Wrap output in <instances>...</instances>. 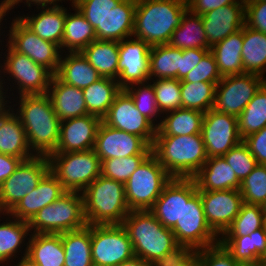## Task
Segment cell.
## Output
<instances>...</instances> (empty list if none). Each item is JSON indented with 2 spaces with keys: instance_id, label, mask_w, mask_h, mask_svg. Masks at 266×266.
I'll return each instance as SVG.
<instances>
[{
  "instance_id": "obj_10",
  "label": "cell",
  "mask_w": 266,
  "mask_h": 266,
  "mask_svg": "<svg viewBox=\"0 0 266 266\" xmlns=\"http://www.w3.org/2000/svg\"><path fill=\"white\" fill-rule=\"evenodd\" d=\"M6 47L8 53L5 54L4 65L0 63V76L2 73L9 75L7 79H13L12 82L17 83L14 87L18 88L20 96L46 94L53 74L27 55L15 51L8 43Z\"/></svg>"
},
{
  "instance_id": "obj_56",
  "label": "cell",
  "mask_w": 266,
  "mask_h": 266,
  "mask_svg": "<svg viewBox=\"0 0 266 266\" xmlns=\"http://www.w3.org/2000/svg\"><path fill=\"white\" fill-rule=\"evenodd\" d=\"M210 51V49H184L180 69L178 70V80H182L191 70H193L201 59Z\"/></svg>"
},
{
  "instance_id": "obj_21",
  "label": "cell",
  "mask_w": 266,
  "mask_h": 266,
  "mask_svg": "<svg viewBox=\"0 0 266 266\" xmlns=\"http://www.w3.org/2000/svg\"><path fill=\"white\" fill-rule=\"evenodd\" d=\"M102 119L92 114L61 121L59 142L55 153L93 149Z\"/></svg>"
},
{
  "instance_id": "obj_28",
  "label": "cell",
  "mask_w": 266,
  "mask_h": 266,
  "mask_svg": "<svg viewBox=\"0 0 266 266\" xmlns=\"http://www.w3.org/2000/svg\"><path fill=\"white\" fill-rule=\"evenodd\" d=\"M24 255L38 266H64L65 253L61 234L31 233Z\"/></svg>"
},
{
  "instance_id": "obj_30",
  "label": "cell",
  "mask_w": 266,
  "mask_h": 266,
  "mask_svg": "<svg viewBox=\"0 0 266 266\" xmlns=\"http://www.w3.org/2000/svg\"><path fill=\"white\" fill-rule=\"evenodd\" d=\"M64 55L66 56L61 54L60 65L56 73L63 82L84 89L102 78L81 52H68Z\"/></svg>"
},
{
  "instance_id": "obj_11",
  "label": "cell",
  "mask_w": 266,
  "mask_h": 266,
  "mask_svg": "<svg viewBox=\"0 0 266 266\" xmlns=\"http://www.w3.org/2000/svg\"><path fill=\"white\" fill-rule=\"evenodd\" d=\"M91 255L94 266H116L134 256L122 224L91 225Z\"/></svg>"
},
{
  "instance_id": "obj_34",
  "label": "cell",
  "mask_w": 266,
  "mask_h": 266,
  "mask_svg": "<svg viewBox=\"0 0 266 266\" xmlns=\"http://www.w3.org/2000/svg\"><path fill=\"white\" fill-rule=\"evenodd\" d=\"M136 0H122L103 20V40L122 41L132 37Z\"/></svg>"
},
{
  "instance_id": "obj_47",
  "label": "cell",
  "mask_w": 266,
  "mask_h": 266,
  "mask_svg": "<svg viewBox=\"0 0 266 266\" xmlns=\"http://www.w3.org/2000/svg\"><path fill=\"white\" fill-rule=\"evenodd\" d=\"M153 82L158 110L166 112L182 108L180 80L156 79Z\"/></svg>"
},
{
  "instance_id": "obj_49",
  "label": "cell",
  "mask_w": 266,
  "mask_h": 266,
  "mask_svg": "<svg viewBox=\"0 0 266 266\" xmlns=\"http://www.w3.org/2000/svg\"><path fill=\"white\" fill-rule=\"evenodd\" d=\"M122 0H86L76 8L94 28L97 40H103V20Z\"/></svg>"
},
{
  "instance_id": "obj_5",
  "label": "cell",
  "mask_w": 266,
  "mask_h": 266,
  "mask_svg": "<svg viewBox=\"0 0 266 266\" xmlns=\"http://www.w3.org/2000/svg\"><path fill=\"white\" fill-rule=\"evenodd\" d=\"M87 225L122 224L131 211L124 183L100 175L82 192Z\"/></svg>"
},
{
  "instance_id": "obj_35",
  "label": "cell",
  "mask_w": 266,
  "mask_h": 266,
  "mask_svg": "<svg viewBox=\"0 0 266 266\" xmlns=\"http://www.w3.org/2000/svg\"><path fill=\"white\" fill-rule=\"evenodd\" d=\"M81 53L102 77H118L119 42L94 40Z\"/></svg>"
},
{
  "instance_id": "obj_62",
  "label": "cell",
  "mask_w": 266,
  "mask_h": 266,
  "mask_svg": "<svg viewBox=\"0 0 266 266\" xmlns=\"http://www.w3.org/2000/svg\"><path fill=\"white\" fill-rule=\"evenodd\" d=\"M15 266H38L27 255L21 256V260Z\"/></svg>"
},
{
  "instance_id": "obj_53",
  "label": "cell",
  "mask_w": 266,
  "mask_h": 266,
  "mask_svg": "<svg viewBox=\"0 0 266 266\" xmlns=\"http://www.w3.org/2000/svg\"><path fill=\"white\" fill-rule=\"evenodd\" d=\"M195 255L196 250L193 247L178 244L149 266H187L195 258Z\"/></svg>"
},
{
  "instance_id": "obj_37",
  "label": "cell",
  "mask_w": 266,
  "mask_h": 266,
  "mask_svg": "<svg viewBox=\"0 0 266 266\" xmlns=\"http://www.w3.org/2000/svg\"><path fill=\"white\" fill-rule=\"evenodd\" d=\"M75 13L70 14L66 9L63 39L60 49L67 48L68 52H81L92 41L97 40L94 28L85 19L82 13L74 8Z\"/></svg>"
},
{
  "instance_id": "obj_3",
  "label": "cell",
  "mask_w": 266,
  "mask_h": 266,
  "mask_svg": "<svg viewBox=\"0 0 266 266\" xmlns=\"http://www.w3.org/2000/svg\"><path fill=\"white\" fill-rule=\"evenodd\" d=\"M152 153L173 178H192L208 159L201 134L155 136Z\"/></svg>"
},
{
  "instance_id": "obj_7",
  "label": "cell",
  "mask_w": 266,
  "mask_h": 266,
  "mask_svg": "<svg viewBox=\"0 0 266 266\" xmlns=\"http://www.w3.org/2000/svg\"><path fill=\"white\" fill-rule=\"evenodd\" d=\"M172 178L151 152L124 183L129 209L150 210Z\"/></svg>"
},
{
  "instance_id": "obj_41",
  "label": "cell",
  "mask_w": 266,
  "mask_h": 266,
  "mask_svg": "<svg viewBox=\"0 0 266 266\" xmlns=\"http://www.w3.org/2000/svg\"><path fill=\"white\" fill-rule=\"evenodd\" d=\"M13 219L14 221L10 220ZM6 222L0 223V264L13 260L18 250L22 249L21 245L26 244L25 239L31 233L27 221L9 217ZM8 221V222H7ZM8 260V261H7Z\"/></svg>"
},
{
  "instance_id": "obj_23",
  "label": "cell",
  "mask_w": 266,
  "mask_h": 266,
  "mask_svg": "<svg viewBox=\"0 0 266 266\" xmlns=\"http://www.w3.org/2000/svg\"><path fill=\"white\" fill-rule=\"evenodd\" d=\"M67 191L49 170L39 181L37 187L6 215L29 222L45 206L54 203Z\"/></svg>"
},
{
  "instance_id": "obj_70",
  "label": "cell",
  "mask_w": 266,
  "mask_h": 266,
  "mask_svg": "<svg viewBox=\"0 0 266 266\" xmlns=\"http://www.w3.org/2000/svg\"><path fill=\"white\" fill-rule=\"evenodd\" d=\"M176 1L182 2L184 4H189V2H190V0H176Z\"/></svg>"
},
{
  "instance_id": "obj_18",
  "label": "cell",
  "mask_w": 266,
  "mask_h": 266,
  "mask_svg": "<svg viewBox=\"0 0 266 266\" xmlns=\"http://www.w3.org/2000/svg\"><path fill=\"white\" fill-rule=\"evenodd\" d=\"M151 46L140 39H124L119 42L117 82L121 89L135 83H146L149 78V53Z\"/></svg>"
},
{
  "instance_id": "obj_26",
  "label": "cell",
  "mask_w": 266,
  "mask_h": 266,
  "mask_svg": "<svg viewBox=\"0 0 266 266\" xmlns=\"http://www.w3.org/2000/svg\"><path fill=\"white\" fill-rule=\"evenodd\" d=\"M198 191H221L241 187V181L223 156L208 158L192 177Z\"/></svg>"
},
{
  "instance_id": "obj_44",
  "label": "cell",
  "mask_w": 266,
  "mask_h": 266,
  "mask_svg": "<svg viewBox=\"0 0 266 266\" xmlns=\"http://www.w3.org/2000/svg\"><path fill=\"white\" fill-rule=\"evenodd\" d=\"M264 223L262 206L243 203L239 214L221 236H244L261 229Z\"/></svg>"
},
{
  "instance_id": "obj_12",
  "label": "cell",
  "mask_w": 266,
  "mask_h": 266,
  "mask_svg": "<svg viewBox=\"0 0 266 266\" xmlns=\"http://www.w3.org/2000/svg\"><path fill=\"white\" fill-rule=\"evenodd\" d=\"M178 244H185L195 250L219 243V236L208 225L200 194L197 191L189 200H183L180 220L171 228Z\"/></svg>"
},
{
  "instance_id": "obj_58",
  "label": "cell",
  "mask_w": 266,
  "mask_h": 266,
  "mask_svg": "<svg viewBox=\"0 0 266 266\" xmlns=\"http://www.w3.org/2000/svg\"><path fill=\"white\" fill-rule=\"evenodd\" d=\"M21 161V158L0 153V185L13 174Z\"/></svg>"
},
{
  "instance_id": "obj_4",
  "label": "cell",
  "mask_w": 266,
  "mask_h": 266,
  "mask_svg": "<svg viewBox=\"0 0 266 266\" xmlns=\"http://www.w3.org/2000/svg\"><path fill=\"white\" fill-rule=\"evenodd\" d=\"M134 256L149 265L178 245L171 228L164 227L150 210H132L122 222Z\"/></svg>"
},
{
  "instance_id": "obj_64",
  "label": "cell",
  "mask_w": 266,
  "mask_h": 266,
  "mask_svg": "<svg viewBox=\"0 0 266 266\" xmlns=\"http://www.w3.org/2000/svg\"><path fill=\"white\" fill-rule=\"evenodd\" d=\"M238 266H265L263 265L260 260L253 261V262H239Z\"/></svg>"
},
{
  "instance_id": "obj_19",
  "label": "cell",
  "mask_w": 266,
  "mask_h": 266,
  "mask_svg": "<svg viewBox=\"0 0 266 266\" xmlns=\"http://www.w3.org/2000/svg\"><path fill=\"white\" fill-rule=\"evenodd\" d=\"M208 225L220 237L239 214L243 204L240 190L198 191Z\"/></svg>"
},
{
  "instance_id": "obj_27",
  "label": "cell",
  "mask_w": 266,
  "mask_h": 266,
  "mask_svg": "<svg viewBox=\"0 0 266 266\" xmlns=\"http://www.w3.org/2000/svg\"><path fill=\"white\" fill-rule=\"evenodd\" d=\"M46 8V9H45ZM38 14L17 16V18L33 33L43 40L61 46L66 19V8L59 6L41 7Z\"/></svg>"
},
{
  "instance_id": "obj_13",
  "label": "cell",
  "mask_w": 266,
  "mask_h": 266,
  "mask_svg": "<svg viewBox=\"0 0 266 266\" xmlns=\"http://www.w3.org/2000/svg\"><path fill=\"white\" fill-rule=\"evenodd\" d=\"M265 82V77L249 73L222 77L216 84L213 109L238 117Z\"/></svg>"
},
{
  "instance_id": "obj_14",
  "label": "cell",
  "mask_w": 266,
  "mask_h": 266,
  "mask_svg": "<svg viewBox=\"0 0 266 266\" xmlns=\"http://www.w3.org/2000/svg\"><path fill=\"white\" fill-rule=\"evenodd\" d=\"M12 20L8 32V44L17 52L27 55L37 64L47 68L53 75L58 71L61 59L60 47L43 40L29 30L17 17Z\"/></svg>"
},
{
  "instance_id": "obj_20",
  "label": "cell",
  "mask_w": 266,
  "mask_h": 266,
  "mask_svg": "<svg viewBox=\"0 0 266 266\" xmlns=\"http://www.w3.org/2000/svg\"><path fill=\"white\" fill-rule=\"evenodd\" d=\"M197 191L192 178H172L150 211L164 227L172 228L182 217L183 200H189Z\"/></svg>"
},
{
  "instance_id": "obj_33",
  "label": "cell",
  "mask_w": 266,
  "mask_h": 266,
  "mask_svg": "<svg viewBox=\"0 0 266 266\" xmlns=\"http://www.w3.org/2000/svg\"><path fill=\"white\" fill-rule=\"evenodd\" d=\"M168 44L181 50L210 49L201 15L193 13L188 8L183 14L179 27L173 31Z\"/></svg>"
},
{
  "instance_id": "obj_59",
  "label": "cell",
  "mask_w": 266,
  "mask_h": 266,
  "mask_svg": "<svg viewBox=\"0 0 266 266\" xmlns=\"http://www.w3.org/2000/svg\"><path fill=\"white\" fill-rule=\"evenodd\" d=\"M26 2L24 4L27 5V7H31V4H34L36 6L37 9H40L41 7H52V6H59L60 3L63 0H16L5 12L8 13L11 9L14 8L15 5L22 3V2ZM40 6V7H39Z\"/></svg>"
},
{
  "instance_id": "obj_16",
  "label": "cell",
  "mask_w": 266,
  "mask_h": 266,
  "mask_svg": "<svg viewBox=\"0 0 266 266\" xmlns=\"http://www.w3.org/2000/svg\"><path fill=\"white\" fill-rule=\"evenodd\" d=\"M102 122L142 137L150 146L154 143L157 127L138 111L132 97L124 89L115 96Z\"/></svg>"
},
{
  "instance_id": "obj_61",
  "label": "cell",
  "mask_w": 266,
  "mask_h": 266,
  "mask_svg": "<svg viewBox=\"0 0 266 266\" xmlns=\"http://www.w3.org/2000/svg\"><path fill=\"white\" fill-rule=\"evenodd\" d=\"M116 266H149V264L142 258L133 256L131 259L123 261Z\"/></svg>"
},
{
  "instance_id": "obj_29",
  "label": "cell",
  "mask_w": 266,
  "mask_h": 266,
  "mask_svg": "<svg viewBox=\"0 0 266 266\" xmlns=\"http://www.w3.org/2000/svg\"><path fill=\"white\" fill-rule=\"evenodd\" d=\"M166 113V117L162 116L163 120L156 122L157 132L155 136L201 134L204 112L196 109L179 108Z\"/></svg>"
},
{
  "instance_id": "obj_71",
  "label": "cell",
  "mask_w": 266,
  "mask_h": 266,
  "mask_svg": "<svg viewBox=\"0 0 266 266\" xmlns=\"http://www.w3.org/2000/svg\"><path fill=\"white\" fill-rule=\"evenodd\" d=\"M263 226H264V229H265V232H266V216H264V223H263Z\"/></svg>"
},
{
  "instance_id": "obj_22",
  "label": "cell",
  "mask_w": 266,
  "mask_h": 266,
  "mask_svg": "<svg viewBox=\"0 0 266 266\" xmlns=\"http://www.w3.org/2000/svg\"><path fill=\"white\" fill-rule=\"evenodd\" d=\"M204 30L211 48L245 25V0L225 5L201 15Z\"/></svg>"
},
{
  "instance_id": "obj_2",
  "label": "cell",
  "mask_w": 266,
  "mask_h": 266,
  "mask_svg": "<svg viewBox=\"0 0 266 266\" xmlns=\"http://www.w3.org/2000/svg\"><path fill=\"white\" fill-rule=\"evenodd\" d=\"M187 9L176 0H136L132 37L149 46L168 44Z\"/></svg>"
},
{
  "instance_id": "obj_69",
  "label": "cell",
  "mask_w": 266,
  "mask_h": 266,
  "mask_svg": "<svg viewBox=\"0 0 266 266\" xmlns=\"http://www.w3.org/2000/svg\"><path fill=\"white\" fill-rule=\"evenodd\" d=\"M262 209H263V212H264V216H266V201H265V203L262 205Z\"/></svg>"
},
{
  "instance_id": "obj_24",
  "label": "cell",
  "mask_w": 266,
  "mask_h": 266,
  "mask_svg": "<svg viewBox=\"0 0 266 266\" xmlns=\"http://www.w3.org/2000/svg\"><path fill=\"white\" fill-rule=\"evenodd\" d=\"M47 94L61 121L88 115L82 89L63 82L56 74L51 79Z\"/></svg>"
},
{
  "instance_id": "obj_45",
  "label": "cell",
  "mask_w": 266,
  "mask_h": 266,
  "mask_svg": "<svg viewBox=\"0 0 266 266\" xmlns=\"http://www.w3.org/2000/svg\"><path fill=\"white\" fill-rule=\"evenodd\" d=\"M243 203L262 206L266 201V165L258 164L241 182Z\"/></svg>"
},
{
  "instance_id": "obj_39",
  "label": "cell",
  "mask_w": 266,
  "mask_h": 266,
  "mask_svg": "<svg viewBox=\"0 0 266 266\" xmlns=\"http://www.w3.org/2000/svg\"><path fill=\"white\" fill-rule=\"evenodd\" d=\"M88 114L101 119L107 114L115 96L121 91L116 79L102 77L82 89Z\"/></svg>"
},
{
  "instance_id": "obj_17",
  "label": "cell",
  "mask_w": 266,
  "mask_h": 266,
  "mask_svg": "<svg viewBox=\"0 0 266 266\" xmlns=\"http://www.w3.org/2000/svg\"><path fill=\"white\" fill-rule=\"evenodd\" d=\"M100 160L123 158L133 155H149L150 146L142 137L100 123L94 147Z\"/></svg>"
},
{
  "instance_id": "obj_52",
  "label": "cell",
  "mask_w": 266,
  "mask_h": 266,
  "mask_svg": "<svg viewBox=\"0 0 266 266\" xmlns=\"http://www.w3.org/2000/svg\"><path fill=\"white\" fill-rule=\"evenodd\" d=\"M198 266H238L232 255L220 243L196 250Z\"/></svg>"
},
{
  "instance_id": "obj_66",
  "label": "cell",
  "mask_w": 266,
  "mask_h": 266,
  "mask_svg": "<svg viewBox=\"0 0 266 266\" xmlns=\"http://www.w3.org/2000/svg\"><path fill=\"white\" fill-rule=\"evenodd\" d=\"M6 12L5 11H2L1 9H0V25L2 24L3 25V23H1L2 22V19L4 18V16H6ZM2 26H0V28H1ZM0 31H1V29H0ZM1 33V32H0ZM2 34H0V36H1ZM1 41V40H0Z\"/></svg>"
},
{
  "instance_id": "obj_31",
  "label": "cell",
  "mask_w": 266,
  "mask_h": 266,
  "mask_svg": "<svg viewBox=\"0 0 266 266\" xmlns=\"http://www.w3.org/2000/svg\"><path fill=\"white\" fill-rule=\"evenodd\" d=\"M219 243L237 262L258 261L266 250V232L263 226L244 236H220Z\"/></svg>"
},
{
  "instance_id": "obj_1",
  "label": "cell",
  "mask_w": 266,
  "mask_h": 266,
  "mask_svg": "<svg viewBox=\"0 0 266 266\" xmlns=\"http://www.w3.org/2000/svg\"><path fill=\"white\" fill-rule=\"evenodd\" d=\"M17 111L26 132L31 152L49 157L55 153L60 136L61 120L57 117L48 94L19 96Z\"/></svg>"
},
{
  "instance_id": "obj_63",
  "label": "cell",
  "mask_w": 266,
  "mask_h": 266,
  "mask_svg": "<svg viewBox=\"0 0 266 266\" xmlns=\"http://www.w3.org/2000/svg\"><path fill=\"white\" fill-rule=\"evenodd\" d=\"M16 0H3L0 3V9L6 11Z\"/></svg>"
},
{
  "instance_id": "obj_68",
  "label": "cell",
  "mask_w": 266,
  "mask_h": 266,
  "mask_svg": "<svg viewBox=\"0 0 266 266\" xmlns=\"http://www.w3.org/2000/svg\"><path fill=\"white\" fill-rule=\"evenodd\" d=\"M187 266H198L196 257Z\"/></svg>"
},
{
  "instance_id": "obj_57",
  "label": "cell",
  "mask_w": 266,
  "mask_h": 266,
  "mask_svg": "<svg viewBox=\"0 0 266 266\" xmlns=\"http://www.w3.org/2000/svg\"><path fill=\"white\" fill-rule=\"evenodd\" d=\"M241 0H190L188 8L195 14L203 15L225 5L239 3Z\"/></svg>"
},
{
  "instance_id": "obj_6",
  "label": "cell",
  "mask_w": 266,
  "mask_h": 266,
  "mask_svg": "<svg viewBox=\"0 0 266 266\" xmlns=\"http://www.w3.org/2000/svg\"><path fill=\"white\" fill-rule=\"evenodd\" d=\"M32 233L61 234L87 225L84 197L80 192H66L54 203L40 209L28 222Z\"/></svg>"
},
{
  "instance_id": "obj_15",
  "label": "cell",
  "mask_w": 266,
  "mask_h": 266,
  "mask_svg": "<svg viewBox=\"0 0 266 266\" xmlns=\"http://www.w3.org/2000/svg\"><path fill=\"white\" fill-rule=\"evenodd\" d=\"M201 135L208 158L224 156L242 141L238 117L213 108L204 113Z\"/></svg>"
},
{
  "instance_id": "obj_51",
  "label": "cell",
  "mask_w": 266,
  "mask_h": 266,
  "mask_svg": "<svg viewBox=\"0 0 266 266\" xmlns=\"http://www.w3.org/2000/svg\"><path fill=\"white\" fill-rule=\"evenodd\" d=\"M222 76L211 51H209L199 64L191 70L180 82H209L218 83Z\"/></svg>"
},
{
  "instance_id": "obj_54",
  "label": "cell",
  "mask_w": 266,
  "mask_h": 266,
  "mask_svg": "<svg viewBox=\"0 0 266 266\" xmlns=\"http://www.w3.org/2000/svg\"><path fill=\"white\" fill-rule=\"evenodd\" d=\"M245 25L266 34V0H245Z\"/></svg>"
},
{
  "instance_id": "obj_25",
  "label": "cell",
  "mask_w": 266,
  "mask_h": 266,
  "mask_svg": "<svg viewBox=\"0 0 266 266\" xmlns=\"http://www.w3.org/2000/svg\"><path fill=\"white\" fill-rule=\"evenodd\" d=\"M7 107L0 113V153L29 159L35 155L29 147L26 132L12 105Z\"/></svg>"
},
{
  "instance_id": "obj_48",
  "label": "cell",
  "mask_w": 266,
  "mask_h": 266,
  "mask_svg": "<svg viewBox=\"0 0 266 266\" xmlns=\"http://www.w3.org/2000/svg\"><path fill=\"white\" fill-rule=\"evenodd\" d=\"M148 155L109 158L101 161V175L125 183Z\"/></svg>"
},
{
  "instance_id": "obj_67",
  "label": "cell",
  "mask_w": 266,
  "mask_h": 266,
  "mask_svg": "<svg viewBox=\"0 0 266 266\" xmlns=\"http://www.w3.org/2000/svg\"><path fill=\"white\" fill-rule=\"evenodd\" d=\"M260 262L266 266V250L265 252L262 254Z\"/></svg>"
},
{
  "instance_id": "obj_32",
  "label": "cell",
  "mask_w": 266,
  "mask_h": 266,
  "mask_svg": "<svg viewBox=\"0 0 266 266\" xmlns=\"http://www.w3.org/2000/svg\"><path fill=\"white\" fill-rule=\"evenodd\" d=\"M243 28L210 48L222 77L244 74L242 62Z\"/></svg>"
},
{
  "instance_id": "obj_38",
  "label": "cell",
  "mask_w": 266,
  "mask_h": 266,
  "mask_svg": "<svg viewBox=\"0 0 266 266\" xmlns=\"http://www.w3.org/2000/svg\"><path fill=\"white\" fill-rule=\"evenodd\" d=\"M243 71L264 76L266 72V34L243 26Z\"/></svg>"
},
{
  "instance_id": "obj_40",
  "label": "cell",
  "mask_w": 266,
  "mask_h": 266,
  "mask_svg": "<svg viewBox=\"0 0 266 266\" xmlns=\"http://www.w3.org/2000/svg\"><path fill=\"white\" fill-rule=\"evenodd\" d=\"M182 50L169 44L151 46L149 53V78L178 79Z\"/></svg>"
},
{
  "instance_id": "obj_36",
  "label": "cell",
  "mask_w": 266,
  "mask_h": 266,
  "mask_svg": "<svg viewBox=\"0 0 266 266\" xmlns=\"http://www.w3.org/2000/svg\"><path fill=\"white\" fill-rule=\"evenodd\" d=\"M64 266H94L91 255V225L61 233Z\"/></svg>"
},
{
  "instance_id": "obj_43",
  "label": "cell",
  "mask_w": 266,
  "mask_h": 266,
  "mask_svg": "<svg viewBox=\"0 0 266 266\" xmlns=\"http://www.w3.org/2000/svg\"><path fill=\"white\" fill-rule=\"evenodd\" d=\"M217 83L180 82L182 108L196 109L207 112L215 102Z\"/></svg>"
},
{
  "instance_id": "obj_9",
  "label": "cell",
  "mask_w": 266,
  "mask_h": 266,
  "mask_svg": "<svg viewBox=\"0 0 266 266\" xmlns=\"http://www.w3.org/2000/svg\"><path fill=\"white\" fill-rule=\"evenodd\" d=\"M49 170L50 163L46 156L22 160L13 174L0 185V214H8L26 194L37 187Z\"/></svg>"
},
{
  "instance_id": "obj_42",
  "label": "cell",
  "mask_w": 266,
  "mask_h": 266,
  "mask_svg": "<svg viewBox=\"0 0 266 266\" xmlns=\"http://www.w3.org/2000/svg\"><path fill=\"white\" fill-rule=\"evenodd\" d=\"M266 126V82L253 96L245 109L238 116V132L245 137L259 132Z\"/></svg>"
},
{
  "instance_id": "obj_8",
  "label": "cell",
  "mask_w": 266,
  "mask_h": 266,
  "mask_svg": "<svg viewBox=\"0 0 266 266\" xmlns=\"http://www.w3.org/2000/svg\"><path fill=\"white\" fill-rule=\"evenodd\" d=\"M48 159L50 171L68 192H83L101 175V160L93 149L52 153Z\"/></svg>"
},
{
  "instance_id": "obj_50",
  "label": "cell",
  "mask_w": 266,
  "mask_h": 266,
  "mask_svg": "<svg viewBox=\"0 0 266 266\" xmlns=\"http://www.w3.org/2000/svg\"><path fill=\"white\" fill-rule=\"evenodd\" d=\"M223 157L241 182L258 165L255 157L243 141L231 148Z\"/></svg>"
},
{
  "instance_id": "obj_60",
  "label": "cell",
  "mask_w": 266,
  "mask_h": 266,
  "mask_svg": "<svg viewBox=\"0 0 266 266\" xmlns=\"http://www.w3.org/2000/svg\"><path fill=\"white\" fill-rule=\"evenodd\" d=\"M5 76V74L3 76H0V113L7 107L6 105H8L9 103L11 104V101L9 102L8 100H6L7 96H5V94L8 91V89L5 91V87L3 84H5V80L3 79ZM4 81V83H3ZM5 91V92H4ZM6 100V101H5ZM8 101V102H7Z\"/></svg>"
},
{
  "instance_id": "obj_55",
  "label": "cell",
  "mask_w": 266,
  "mask_h": 266,
  "mask_svg": "<svg viewBox=\"0 0 266 266\" xmlns=\"http://www.w3.org/2000/svg\"><path fill=\"white\" fill-rule=\"evenodd\" d=\"M258 164L266 165V126L242 140Z\"/></svg>"
},
{
  "instance_id": "obj_46",
  "label": "cell",
  "mask_w": 266,
  "mask_h": 266,
  "mask_svg": "<svg viewBox=\"0 0 266 266\" xmlns=\"http://www.w3.org/2000/svg\"><path fill=\"white\" fill-rule=\"evenodd\" d=\"M124 90L132 97L138 111L156 126L155 121L162 114L157 107L152 83L149 81L146 84L145 82L135 83Z\"/></svg>"
},
{
  "instance_id": "obj_65",
  "label": "cell",
  "mask_w": 266,
  "mask_h": 266,
  "mask_svg": "<svg viewBox=\"0 0 266 266\" xmlns=\"http://www.w3.org/2000/svg\"><path fill=\"white\" fill-rule=\"evenodd\" d=\"M65 1V0H64ZM70 1H72V7H73V9L74 8H76L77 6H79L81 3H83L84 1H86V0H70Z\"/></svg>"
}]
</instances>
